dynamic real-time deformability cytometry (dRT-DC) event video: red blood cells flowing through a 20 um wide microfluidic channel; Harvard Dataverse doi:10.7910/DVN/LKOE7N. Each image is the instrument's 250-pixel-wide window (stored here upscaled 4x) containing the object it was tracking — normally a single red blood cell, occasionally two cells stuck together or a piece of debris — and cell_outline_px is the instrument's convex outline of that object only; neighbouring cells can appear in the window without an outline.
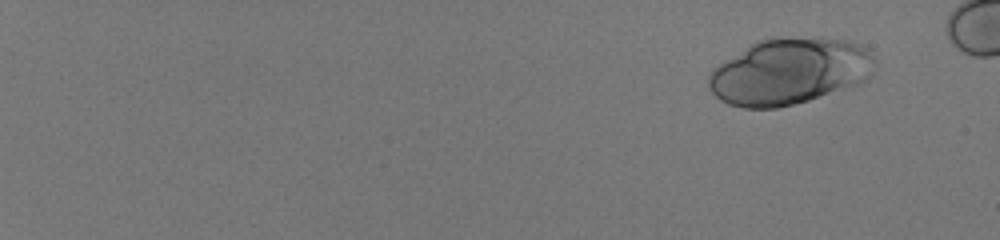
{"species": "human", "species_latin": "Homo sapiens", "temperature_condition": "room temperature", "stored_images_in_passage": 57, "camera_frame_rate_fps": 3000, "um_per_image_px": 0.085, "donor": {"sex": "male"}, "frame": {"image": 1, "passage_image": 6, "time_ms": 1.667, "image_size_px": [1000, 240], "cell_outline_px": [[872, 72], [860, 84], [808, 100], [776, 108], [744, 108], [728, 104], [720, 100], [712, 92], [708, 84], [708, 76], [720, 64], [752, 44], [760, 40], [780, 36], [820, 36], [848, 40], [860, 44], [872, 56]], "centroid_in_image_um": [67.11, 6.05], "position_along_channel_um": 17.9, "area_um2": 64.04}}
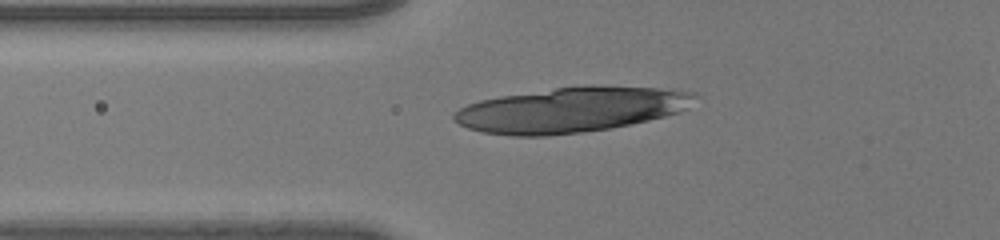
{"frame": {"image": 2, "passage_image": 27, "time_ms": 8.667, "image_size_px": [1000, 240], "cell_outline_px": [[700, 96], [688, 108], [680, 112], [632, 124], [612, 128], [584, 132], [544, 136], [512, 136], [484, 132], [468, 128], [452, 120], [452, 116], [460, 108], [468, 104], [480, 100], [500, 96], [556, 88], [588, 84], [660, 88], [696, 92]], "centroid_in_image_um": [48.6, 9.32], "position_along_channel_um": 77.2, "area_um2": 63.7}}